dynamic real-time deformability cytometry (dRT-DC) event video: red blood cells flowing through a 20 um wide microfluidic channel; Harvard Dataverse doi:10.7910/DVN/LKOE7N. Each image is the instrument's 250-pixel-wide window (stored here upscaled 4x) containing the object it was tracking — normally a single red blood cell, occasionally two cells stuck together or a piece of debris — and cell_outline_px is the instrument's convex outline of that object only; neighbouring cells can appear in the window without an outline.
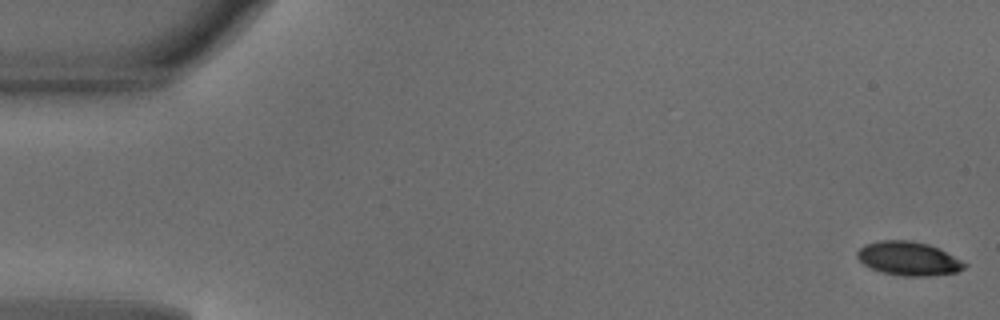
{"species": "common noctule bat (a hibernating species)", "species_latin": "Nyctalus noctula", "temperature_condition": "warm", "stored_images_in_passage": 10, "camera_frame_rate_fps": 3000, "um_per_image_px": 0.085, "animal": {"sex": "male", "body_mass_g": 18.8}, "frame": {"image": 1, "passage_image": 1, "time_ms": 0.0, "image_size_px": [1000, 320], "cell_outline_px": [[968, 264], [964, 268], [956, 272], [928, 276], [904, 276], [880, 272], [864, 264], [856, 256], [856, 252], [864, 244], [880, 240], [912, 240], [928, 244]], "centroid_in_image_um": [77.18, 21.97], "position_along_channel_um": 7.8, "area_um2": 20.92}}